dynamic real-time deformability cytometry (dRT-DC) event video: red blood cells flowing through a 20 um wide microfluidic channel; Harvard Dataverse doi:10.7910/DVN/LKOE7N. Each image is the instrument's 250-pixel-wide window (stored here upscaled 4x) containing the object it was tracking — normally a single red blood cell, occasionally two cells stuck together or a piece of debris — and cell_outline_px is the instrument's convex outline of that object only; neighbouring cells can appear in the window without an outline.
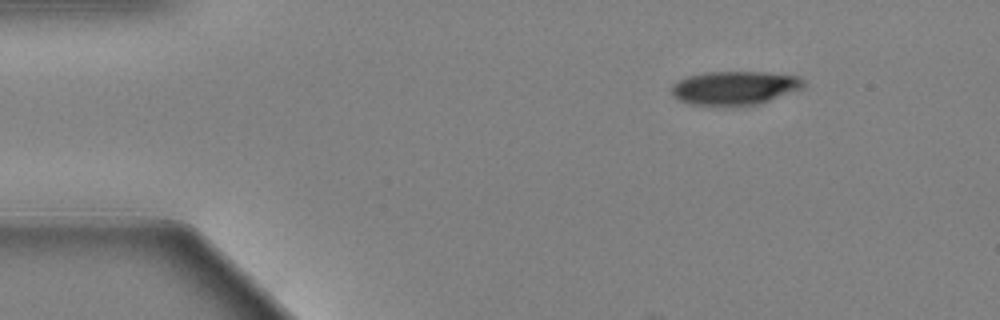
{"species": "Egyptian fruit bat (a non-hibernating species)", "species_latin": "Rousettus aegyptiacus", "temperature_condition": "warm", "stored_images_in_passage": 53, "camera_frame_rate_fps": 3000, "um_per_image_px": 0.085, "animal": {"sex": "female"}, "frame": {"image": 1, "passage_image": 1, "time_ms": 0.0, "image_size_px": [1000, 320], "cell_outline_px": [[808, 84], [804, 88], [756, 104], [692, 104], [680, 100], [672, 92], [672, 84], [676, 80], [688, 76], [704, 72], [764, 72], [800, 76]], "centroid_in_image_um": [62.49, 7.43], "position_along_channel_um": 22.5, "area_um2": 25.49}}
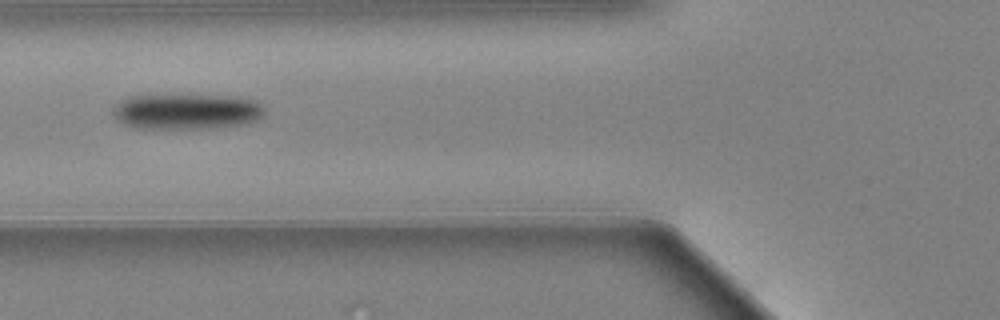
{"frame": {"image": 2, "passage_image": 16, "time_ms": 5.0, "image_size_px": [1000, 320], "cell_outline_px": [[264, 112], [256, 120], [244, 124], [216, 128], [136, 128], [124, 124], [116, 120], [112, 112], [112, 108], [116, 104], [128, 96], [228, 96], [252, 100], [260, 104], [264, 108]], "centroid_in_image_um": [15.81, 9.49], "position_along_channel_um": 110.0, "area_um2": 31.04}}
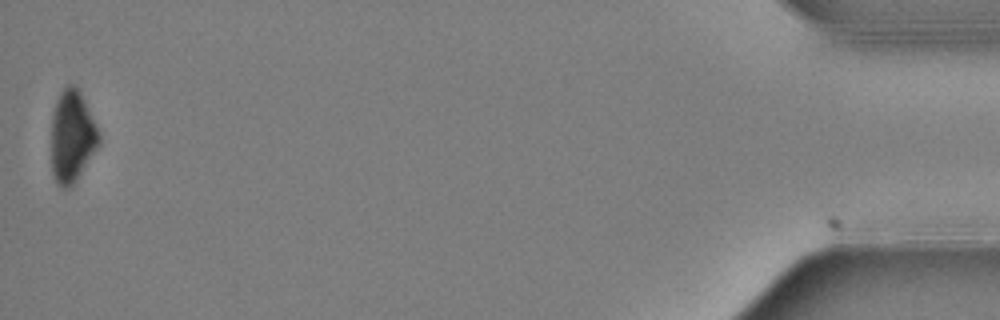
{"frame": {"image": 3, "passage_image": 53, "time_ms": 17.333, "image_size_px": [1000, 320], "cell_outline_px": [[100, 144], [76, 180], [68, 188], [60, 188], [56, 184], [52, 172], [52, 112], [56, 100], [64, 84], [76, 84], [96, 124], [100, 136]], "centroid_in_image_um": [6.11, 11.57], "position_along_channel_um": 429.1, "area_um2": 25.66}}